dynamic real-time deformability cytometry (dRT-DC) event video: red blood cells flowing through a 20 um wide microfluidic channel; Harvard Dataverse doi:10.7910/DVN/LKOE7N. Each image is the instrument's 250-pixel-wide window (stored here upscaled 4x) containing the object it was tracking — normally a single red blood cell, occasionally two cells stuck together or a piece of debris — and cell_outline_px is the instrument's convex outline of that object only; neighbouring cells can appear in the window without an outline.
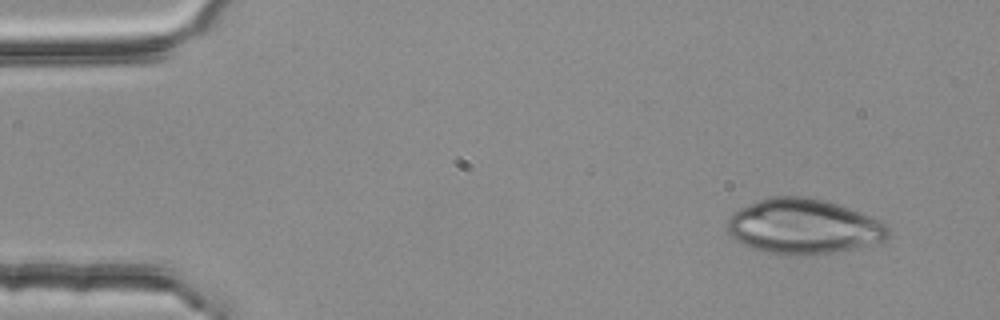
{"species": "common noctule bat (a hibernating species)", "species_latin": "Nyctalus noctula", "temperature_condition": "room temperature", "stored_images_in_passage": 3, "camera_frame_rate_fps": 3000, "um_per_image_px": 0.085, "animal": {"sex": "female", "body_mass_g": 25.1}, "frame": {"image": 1, "passage_image": 1, "time_ms": 0.0, "image_size_px": [1000, 320], "cell_outline_px": [[892, 236], [888, 240], [852, 248], [804, 256], [768, 252], [752, 248], [736, 240], [728, 232], [728, 216], [740, 208], [768, 196], [804, 196], [824, 200], [860, 212], [884, 224], [892, 232]], "centroid_in_image_um": [68.29, 19.24], "position_along_channel_um": 16.7, "area_um2": 51.15}}